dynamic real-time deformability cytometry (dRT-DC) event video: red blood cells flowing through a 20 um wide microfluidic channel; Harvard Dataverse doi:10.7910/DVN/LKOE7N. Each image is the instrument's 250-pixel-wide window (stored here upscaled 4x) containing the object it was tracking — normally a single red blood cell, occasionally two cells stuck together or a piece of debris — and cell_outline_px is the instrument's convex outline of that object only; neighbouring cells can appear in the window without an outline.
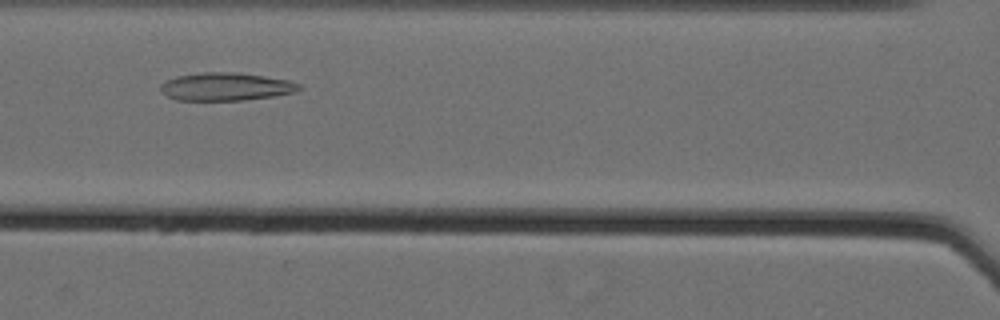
{"species": "Egyptian fruit bat (a non-hibernating species)", "species_latin": "Rousettus aegyptiacus", "temperature_condition": "cold", "stored_images_in_passage": 36, "camera_frame_rate_fps": 3000, "um_per_image_px": 0.085, "animal": {"sex": "female"}, "frame": {"image": 1, "passage_image": 13, "time_ms": 4.0, "image_size_px": [1000, 320], "cell_outline_px": [[304, 88], [296, 92], [272, 96], [244, 100], [176, 100], [168, 96], [160, 88], [160, 84], [176, 76], [204, 72], [236, 72], [264, 76], [288, 80], [300, 84]], "centroid_in_image_um": [19.24, 7.36], "position_along_channel_um": 147.4, "area_um2": 22.48}}
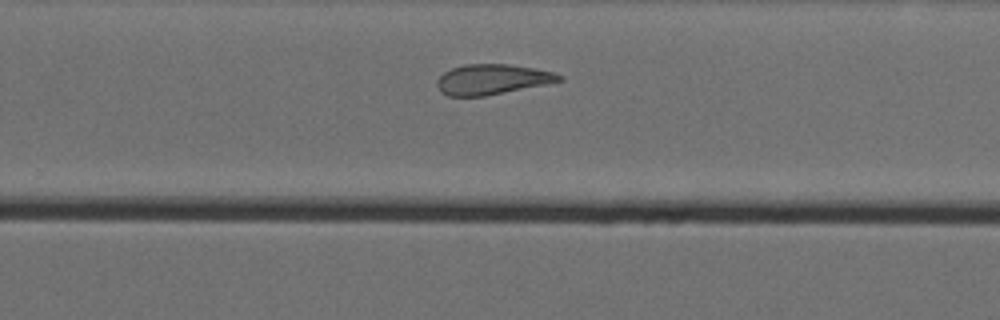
{"frame": {"image": 2, "passage_image": 25, "time_ms": 8.0, "image_size_px": [1000, 320], "cell_outline_px": [[564, 80], [484, 96], [448, 96], [440, 92], [436, 84], [436, 80], [444, 72], [452, 68], [464, 64], [508, 64], [536, 68], [552, 72], [564, 76]], "centroid_in_image_um": [41.8, 6.74], "position_along_channel_um": 288.0, "area_um2": 21.44}}
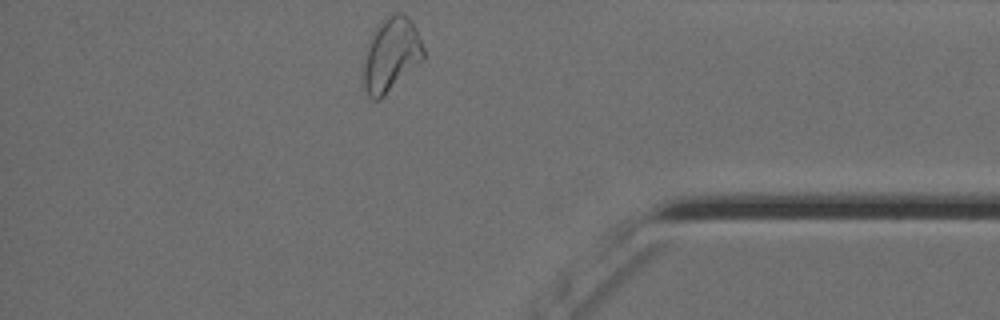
{"frame": {"image": 3, "passage_image": 36, "time_ms": 11.667, "image_size_px": [1000, 320], "cell_outline_px": [[424, 60], [380, 100], [372, 100], [368, 96], [364, 88], [364, 64], [368, 48], [376, 32], [384, 20], [396, 12], [400, 12], [412, 20], [416, 28], [424, 48]], "centroid_in_image_um": [33.3, 4.71], "position_along_channel_um": 401.9, "area_um2": 25.26}, "authors_computed_cell_mechanics": {"area_um2": 22.5131, "velocity_mm_per_s": 3.5349, "shape_relaxation_time_tau1_ms": null, "shape_relaxation_time_tau2_ms": 3.5939, "deformation_change_tau1": null, "deformation_change_tau2": 0.1152}}